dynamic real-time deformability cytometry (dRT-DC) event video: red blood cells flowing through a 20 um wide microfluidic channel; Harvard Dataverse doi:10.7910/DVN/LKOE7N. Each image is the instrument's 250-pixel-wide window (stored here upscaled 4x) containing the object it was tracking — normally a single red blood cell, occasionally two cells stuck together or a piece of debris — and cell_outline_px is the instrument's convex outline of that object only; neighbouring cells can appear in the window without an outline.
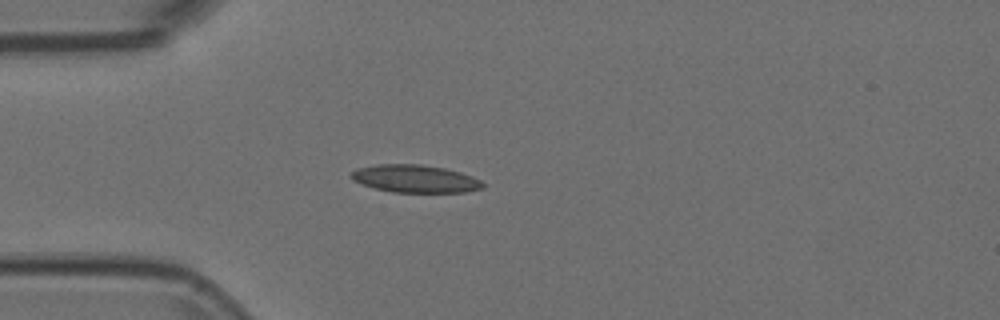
{"species": "Egyptian fruit bat (a non-hibernating species)", "species_latin": "Rousettus aegyptiacus", "temperature_condition": "room temperature", "stored_images_in_passage": 31, "camera_frame_rate_fps": 3000, "um_per_image_px": 0.085, "animal": {"sex": "female"}, "frame": {"image": 1, "passage_image": 1, "time_ms": 0.0, "image_size_px": [1000, 320], "cell_outline_px": [[484, 188], [468, 192], [392, 192], [376, 188], [352, 180], [348, 176], [356, 168], [376, 164], [420, 164], [444, 168], [460, 172], [472, 176], [480, 180], [484, 184]], "centroid_in_image_um": [35.28, 15.19], "position_along_channel_um": 49.7, "area_um2": 21.27}}
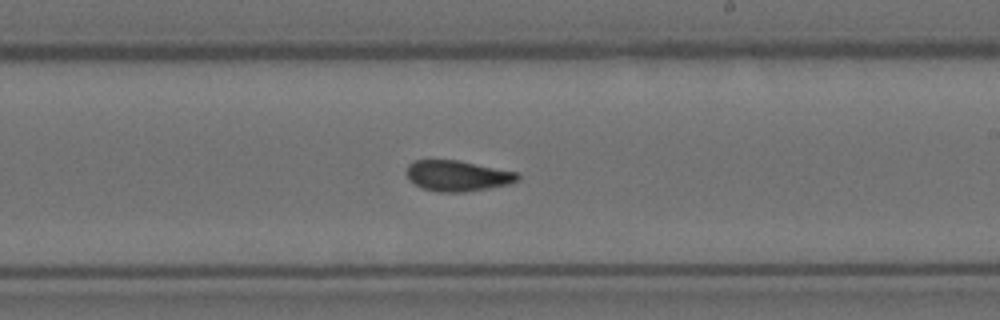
{"frame": {"image": 2, "passage_image": 18, "time_ms": 5.667, "image_size_px": [1000, 320], "cell_outline_px": [[520, 180], [508, 184], [488, 188], [464, 192], [440, 192], [424, 188], [408, 180], [404, 172], [408, 164], [416, 160], [460, 160], [516, 172], [520, 176]], "centroid_in_image_um": [38.86, 14.93], "position_along_channel_um": 250.1, "area_um2": 19.94}}
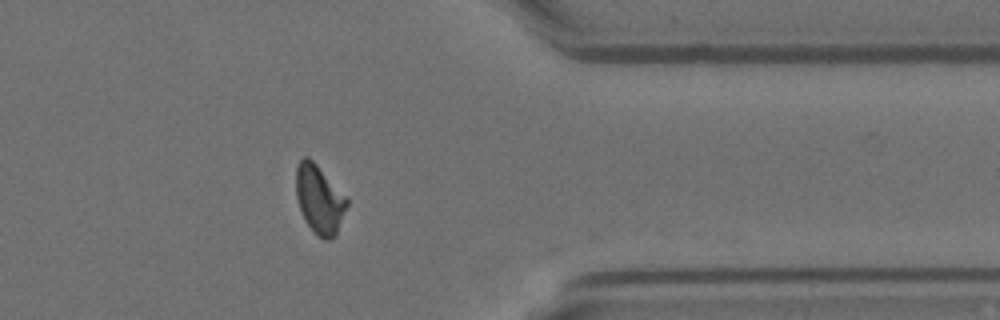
{"frame": {"image": 3, "passage_image": 30, "time_ms": 9.667, "image_size_px": [1000, 320], "cell_outline_px": [[348, 204], [336, 236], [328, 240], [324, 240], [316, 236], [304, 220], [300, 212], [296, 196], [296, 164], [304, 156], [308, 156], [316, 164], [348, 200]], "centroid_in_image_um": [27.12, 16.98], "position_along_channel_um": 384.3, "area_um2": 20.35}}